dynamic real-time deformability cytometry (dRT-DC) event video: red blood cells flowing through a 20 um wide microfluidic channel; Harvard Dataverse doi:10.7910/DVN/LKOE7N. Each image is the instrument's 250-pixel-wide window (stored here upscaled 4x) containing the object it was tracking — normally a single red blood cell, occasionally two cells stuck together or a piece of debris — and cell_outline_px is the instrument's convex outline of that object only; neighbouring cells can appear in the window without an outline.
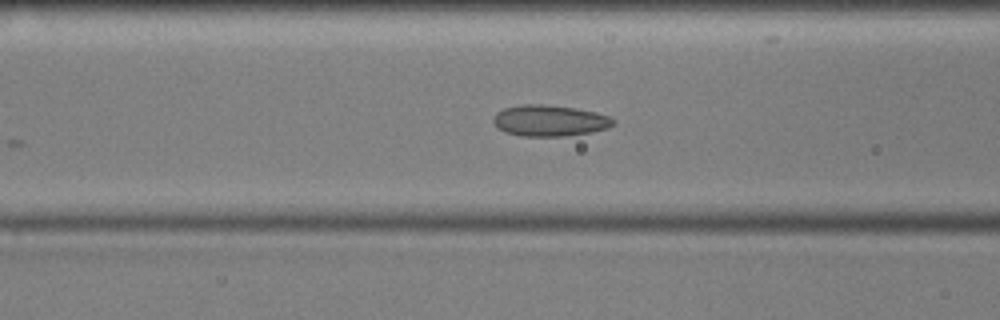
{"species": "common noctule bat (a hibernating species)", "species_latin": "Nyctalus noctula", "temperature_condition": "cold", "stored_images_in_passage": 17, "camera_frame_rate_fps": 3000, "um_per_image_px": 0.085, "animal": {"sex": "male", "body_mass_g": 17.9, "forearm_length_mm": 54.2}, "frame": {"image": 1, "passage_image": 8, "time_ms": 2.333, "image_size_px": [1000, 320], "cell_outline_px": [[616, 124], [608, 128], [592, 132], [564, 136], [520, 136], [504, 132], [492, 120], [496, 112], [504, 108], [524, 104], [544, 104], [576, 108], [596, 112], [608, 116], [616, 120]], "centroid_in_image_um": [46.75, 10.25], "position_along_channel_um": 119.9, "area_um2": 21.91}}
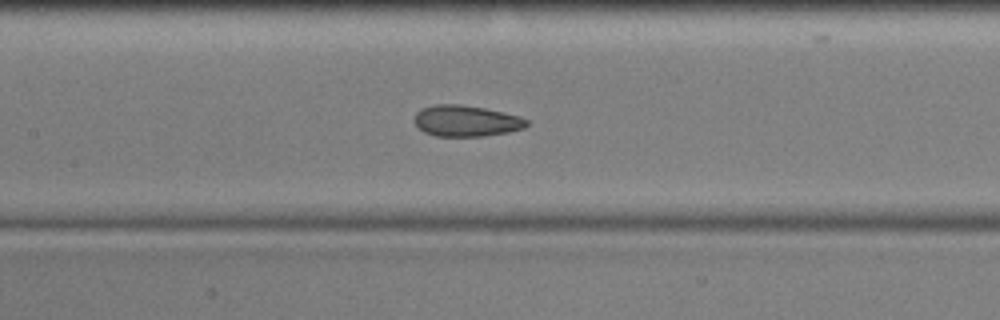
{"frame": {"image": 2, "passage_image": 12, "time_ms": 3.667, "image_size_px": [1000, 320], "cell_outline_px": [[528, 124], [524, 128], [508, 132], [484, 136], [436, 136], [424, 132], [416, 128], [412, 120], [416, 112], [420, 108], [436, 104], [460, 104], [484, 108], [504, 112], [520, 116], [528, 120]], "centroid_in_image_um": [39.57, 10.27], "position_along_channel_um": 167.8, "area_um2": 20.69}}